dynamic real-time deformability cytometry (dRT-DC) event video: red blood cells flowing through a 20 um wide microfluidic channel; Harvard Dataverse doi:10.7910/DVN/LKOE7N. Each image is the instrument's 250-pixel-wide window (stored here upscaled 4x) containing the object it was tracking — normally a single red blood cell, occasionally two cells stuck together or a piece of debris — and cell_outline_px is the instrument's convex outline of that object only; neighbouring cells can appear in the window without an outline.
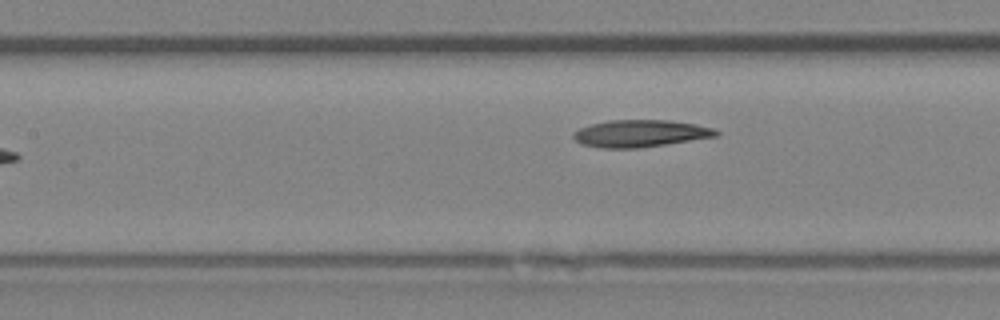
{"species": "Egyptian fruit bat (a non-hibernating species)", "species_latin": "Rousettus aegyptiacus", "temperature_condition": "room temperature", "stored_images_in_passage": 8, "camera_frame_rate_fps": 3000, "um_per_image_px": 0.085, "animal": {"sex": "female"}, "frame": {"image": 1, "passage_image": 7, "time_ms": 2.0, "image_size_px": [1000, 320], "cell_outline_px": [[720, 136], [636, 148], [600, 148], [580, 144], [572, 136], [572, 132], [580, 128], [592, 124], [608, 120], [668, 120], [696, 124], [716, 128], [720, 132]], "centroid_in_image_um": [54.44, 11.34], "position_along_channel_um": 153.0, "area_um2": 22.66}}
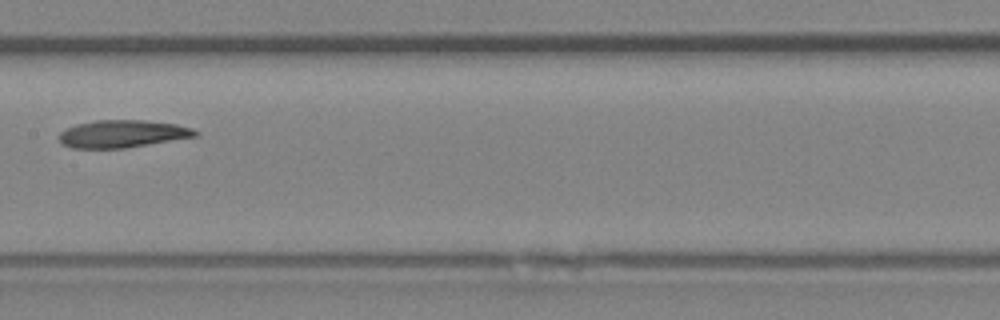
{"frame": {"image": 2, "passage_image": 8, "time_ms": 2.333, "image_size_px": [1000, 320], "cell_outline_px": [[200, 132], [196, 136], [124, 148], [72, 148], [60, 144], [56, 136], [64, 128], [76, 124], [96, 120], [144, 120], [176, 124], [192, 128]], "centroid_in_image_um": [10.32, 11.37], "position_along_channel_um": 197.1, "area_um2": 21.96}}